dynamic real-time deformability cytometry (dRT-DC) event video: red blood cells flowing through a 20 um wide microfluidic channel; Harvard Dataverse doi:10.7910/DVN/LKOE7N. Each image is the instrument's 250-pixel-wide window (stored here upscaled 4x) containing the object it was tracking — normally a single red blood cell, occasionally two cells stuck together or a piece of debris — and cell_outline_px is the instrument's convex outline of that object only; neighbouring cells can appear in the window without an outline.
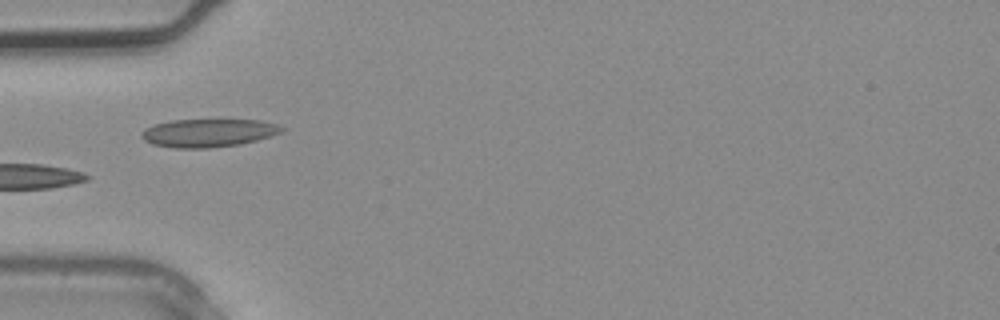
{"species": "common noctule bat (a hibernating species)", "species_latin": "Nyctalus noctula", "temperature_condition": "warm", "stored_images_in_passage": 3, "camera_frame_rate_fps": 3000, "um_per_image_px": 0.085, "animal": {"sex": "male", "body_mass_g": 20.4}, "frame": {"image": 1, "passage_image": 3, "time_ms": 0.667, "image_size_px": [1000, 320], "cell_outline_px": [[284, 128], [280, 132], [256, 140], [240, 144], [208, 148], [176, 148], [152, 144], [144, 140], [140, 136], [140, 132], [156, 124], [172, 120], [260, 120], [276, 124]], "centroid_in_image_um": [17.67, 11.3], "position_along_channel_um": 67.3, "area_um2": 22.66}}